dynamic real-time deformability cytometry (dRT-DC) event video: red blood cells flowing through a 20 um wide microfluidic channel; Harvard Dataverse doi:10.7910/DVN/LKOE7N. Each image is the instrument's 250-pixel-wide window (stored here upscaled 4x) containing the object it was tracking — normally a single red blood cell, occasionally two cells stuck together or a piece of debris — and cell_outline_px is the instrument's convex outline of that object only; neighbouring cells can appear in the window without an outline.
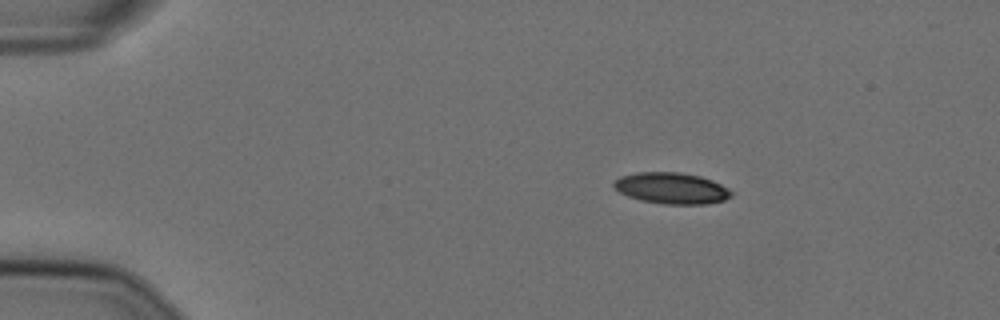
{"species": "Egyptian fruit bat (a non-hibernating species)", "species_latin": "Rousettus aegyptiacus", "temperature_condition": "cold", "stored_images_in_passage": 38, "camera_frame_rate_fps": 3000, "um_per_image_px": 0.085, "animal": {"sex": "female"}, "frame": {"image": 1, "passage_image": 1, "time_ms": 0.0, "image_size_px": [1000, 320], "cell_outline_px": [[732, 196], [724, 200], [708, 204], [664, 204], [640, 200], [628, 196], [620, 192], [612, 184], [620, 176], [636, 172], [680, 172], [700, 176], [712, 180], [728, 188], [732, 192]], "centroid_in_image_um": [57.09, 15.99], "position_along_channel_um": 27.9, "area_um2": 21.39}}
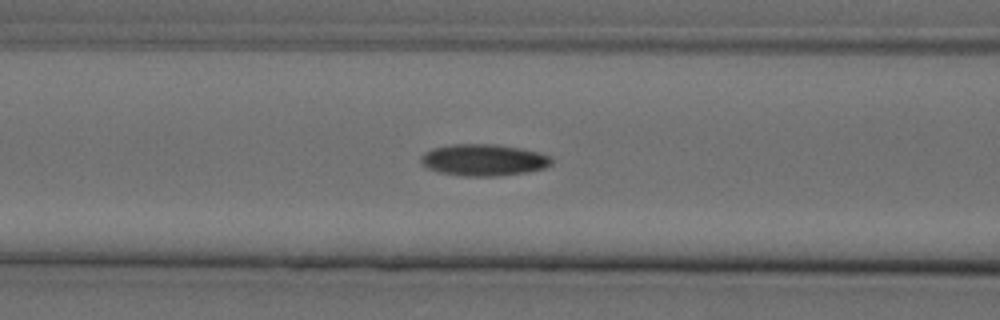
{"frame": {"image": 2, "passage_image": 15, "time_ms": 4.667, "image_size_px": [1000, 320], "cell_outline_px": [[552, 164], [544, 168], [528, 172], [496, 176], [464, 176], [440, 172], [428, 168], [420, 164], [420, 156], [424, 152], [432, 148], [452, 144], [496, 144], [520, 148], [540, 152], [552, 156]], "centroid_in_image_um": [41.11, 13.59], "position_along_channel_um": 125.5, "area_um2": 24.33}}
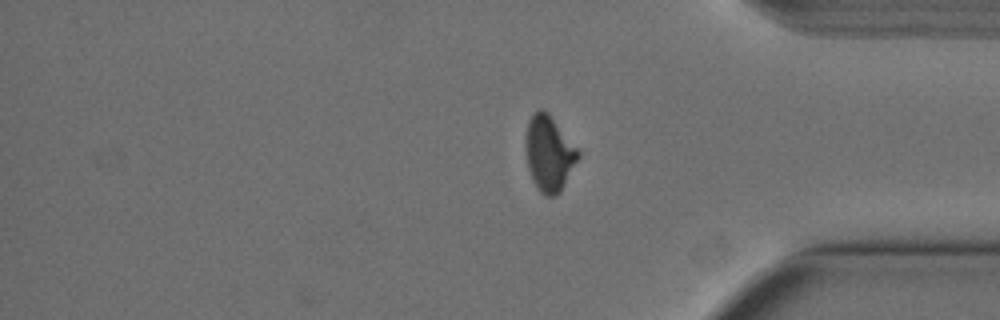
{"frame": {"image": 3, "passage_image": 38, "time_ms": 12.333, "image_size_px": [1000, 320], "cell_outline_px": [[580, 156], [560, 192], [556, 196], [544, 196], [540, 192], [532, 180], [528, 168], [524, 144], [528, 120], [540, 108], [548, 112], [580, 152]], "centroid_in_image_um": [46.65, 13.06], "position_along_channel_um": 388.6, "area_um2": 23.06}, "authors_computed_cell_mechanics": {"area_um2": 23.3801, "velocity_mm_per_s": 3.5994, "shape_relaxation_time_tau1_ms": 9.1049, "shape_relaxation_time_tau2_ms": 3.4058, "deformation_change_tau1": 0.2029, "deformation_change_tau2": 0.0749}}